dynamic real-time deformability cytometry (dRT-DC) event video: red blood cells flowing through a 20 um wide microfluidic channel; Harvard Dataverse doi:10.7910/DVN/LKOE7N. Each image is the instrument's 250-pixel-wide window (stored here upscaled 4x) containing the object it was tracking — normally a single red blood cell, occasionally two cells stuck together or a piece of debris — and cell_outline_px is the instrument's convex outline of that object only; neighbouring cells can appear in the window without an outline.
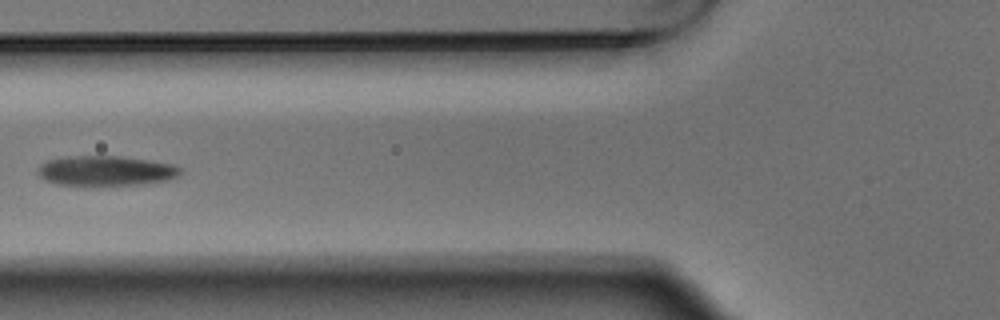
{"species": "Egyptian fruit bat (a non-hibernating species)", "species_latin": "Rousettus aegyptiacus", "temperature_condition": "warm", "stored_images_in_passage": 7, "camera_frame_rate_fps": 3000, "um_per_image_px": 0.085, "animal": {"sex": "male"}, "frame": {"image": 1, "passage_image": 6, "time_ms": 1.667, "image_size_px": [1000, 320], "cell_outline_px": [[184, 168], [176, 176], [164, 180], [144, 184], [84, 188], [56, 184], [44, 180], [36, 172], [36, 168], [40, 164], [48, 160], [68, 156], [120, 156], [172, 164]], "centroid_in_image_um": [8.9, 14.56], "position_along_channel_um": 116.9, "area_um2": 25.78}}
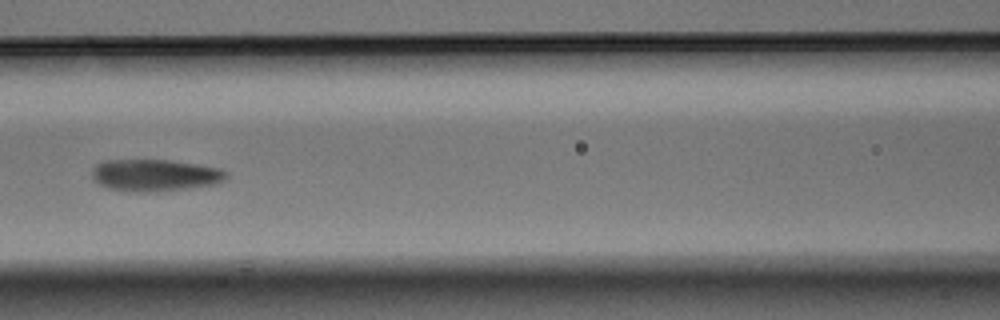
{"frame": {"image": 2, "passage_image": 7, "time_ms": 2.0, "image_size_px": [1000, 320], "cell_outline_px": [[228, 176], [224, 180], [216, 184], [156, 192], [144, 192], [108, 188], [100, 184], [92, 176], [92, 168], [96, 164], [104, 160], [168, 160], [196, 164], [220, 168], [228, 172]], "centroid_in_image_um": [13.19, 14.88], "position_along_channel_um": 153.4, "area_um2": 24.85}}